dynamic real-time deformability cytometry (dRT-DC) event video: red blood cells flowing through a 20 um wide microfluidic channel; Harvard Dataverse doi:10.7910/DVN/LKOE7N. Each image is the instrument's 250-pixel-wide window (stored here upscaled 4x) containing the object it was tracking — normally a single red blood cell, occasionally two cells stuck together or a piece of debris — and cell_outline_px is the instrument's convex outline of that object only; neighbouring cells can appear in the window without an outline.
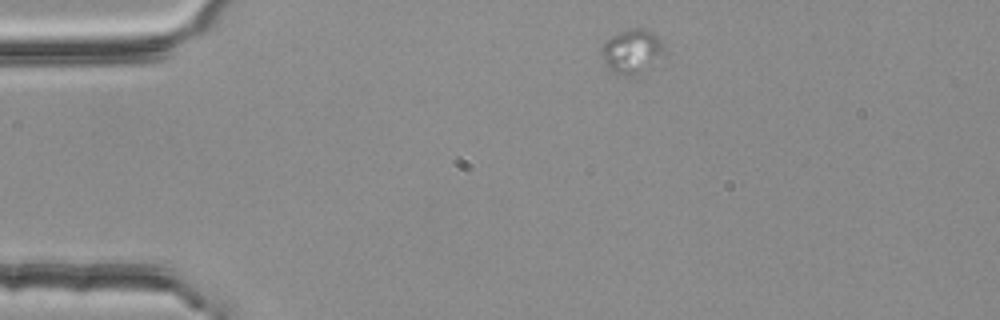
{"species": "common noctule bat (a hibernating species)", "species_latin": "Nyctalus noctula", "temperature_condition": "room temperature", "stored_images_in_passage": 4, "camera_frame_rate_fps": 3000, "um_per_image_px": 0.085, "animal": {"sex": "female", "body_mass_g": 25.1}, "frame": {"image": 1, "passage_image": 1, "time_ms": 0.0, "image_size_px": [1000, 320], "cell_outline_px": [[664, 56], [640, 76], [624, 76], [612, 72], [604, 64], [600, 52], [600, 48], [612, 36], [620, 32], [632, 28], [644, 28], [652, 32], [660, 40], [664, 48]], "centroid_in_image_um": [53.72, 4.42], "position_along_channel_um": 31.3, "area_um2": 16.53}}